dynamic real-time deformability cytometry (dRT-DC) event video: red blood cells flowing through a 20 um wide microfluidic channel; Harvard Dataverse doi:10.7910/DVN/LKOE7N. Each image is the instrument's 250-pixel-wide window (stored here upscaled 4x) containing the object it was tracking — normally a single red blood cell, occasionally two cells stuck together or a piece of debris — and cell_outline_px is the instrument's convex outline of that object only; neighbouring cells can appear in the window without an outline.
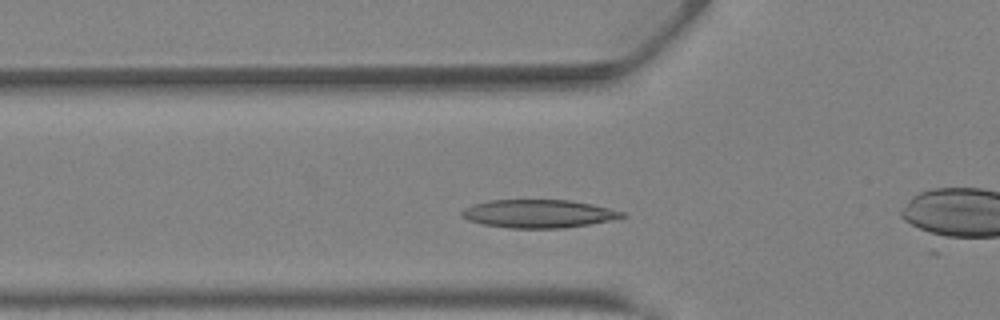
{"species": "Egyptian fruit bat (a non-hibernating species)", "species_latin": "Rousettus aegyptiacus", "temperature_condition": "warm", "stored_images_in_passage": 25, "camera_frame_rate_fps": 3000, "um_per_image_px": 0.085, "animal": {"sex": "female"}, "frame": {"image": 1, "passage_image": 2, "time_ms": 0.333, "image_size_px": [1000, 320], "cell_outline_px": [[628, 216], [588, 224], [564, 228], [508, 228], [484, 224], [468, 220], [460, 216], [460, 212], [464, 208], [472, 204], [488, 200], [572, 200], [592, 204], [624, 212]], "centroid_in_image_um": [45.73, 18.16], "position_along_channel_um": 80.1, "area_um2": 26.3}}
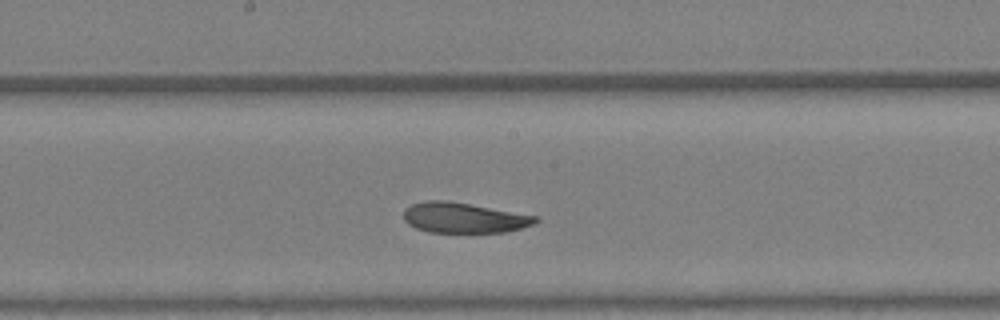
{"frame": {"image": 2, "passage_image": 10, "time_ms": 3.0, "image_size_px": [1000, 320], "cell_outline_px": [[540, 220], [532, 224], [520, 228], [504, 232], [428, 232], [416, 228], [408, 224], [404, 220], [404, 208], [412, 204], [428, 200], [448, 200], [536, 216]], "centroid_in_image_um": [39.38, 18.5], "position_along_channel_um": 208.8, "area_um2": 23.12}}
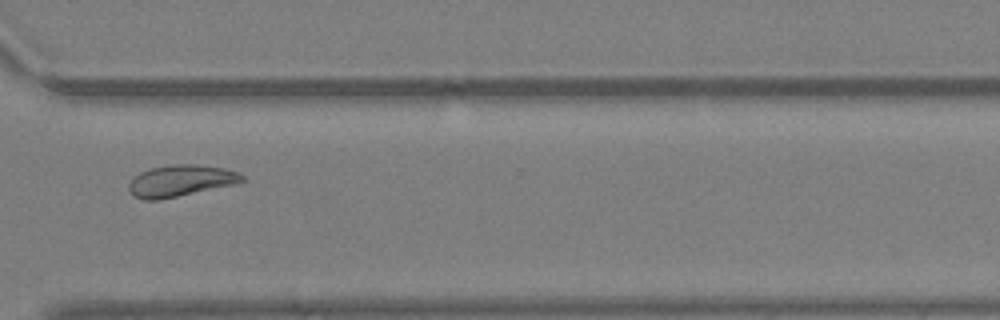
{"frame": {"image": 3, "passage_image": 18, "time_ms": 5.667, "image_size_px": [1000, 320], "cell_outline_px": [[244, 180], [236, 184], [156, 200], [144, 200], [132, 196], [128, 188], [128, 184], [140, 172], [152, 168], [176, 164], [196, 164], [224, 168], [236, 172], [244, 176]], "centroid_in_image_um": [15.34, 15.36], "position_along_channel_um": 355.3, "area_um2": 20.52}}